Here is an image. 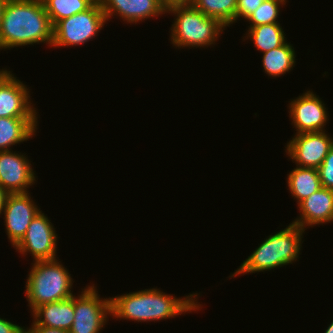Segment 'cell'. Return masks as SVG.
<instances>
[{"label":"cell","instance_id":"obj_1","mask_svg":"<svg viewBox=\"0 0 333 333\" xmlns=\"http://www.w3.org/2000/svg\"><path fill=\"white\" fill-rule=\"evenodd\" d=\"M199 293L176 297L159 288L143 289L111 298V317L118 320L150 322L167 320L202 309L197 301Z\"/></svg>","mask_w":333,"mask_h":333},{"label":"cell","instance_id":"obj_2","mask_svg":"<svg viewBox=\"0 0 333 333\" xmlns=\"http://www.w3.org/2000/svg\"><path fill=\"white\" fill-rule=\"evenodd\" d=\"M53 25L42 0H8L0 23V50L46 44L52 47Z\"/></svg>","mask_w":333,"mask_h":333},{"label":"cell","instance_id":"obj_3","mask_svg":"<svg viewBox=\"0 0 333 333\" xmlns=\"http://www.w3.org/2000/svg\"><path fill=\"white\" fill-rule=\"evenodd\" d=\"M303 234L305 230L301 226L290 223L286 228L269 235L229 278L280 269L297 262L304 242Z\"/></svg>","mask_w":333,"mask_h":333},{"label":"cell","instance_id":"obj_4","mask_svg":"<svg viewBox=\"0 0 333 333\" xmlns=\"http://www.w3.org/2000/svg\"><path fill=\"white\" fill-rule=\"evenodd\" d=\"M166 13L173 14L170 41L178 49L208 48L216 45L225 26L218 20L205 16L190 3L167 5Z\"/></svg>","mask_w":333,"mask_h":333},{"label":"cell","instance_id":"obj_5","mask_svg":"<svg viewBox=\"0 0 333 333\" xmlns=\"http://www.w3.org/2000/svg\"><path fill=\"white\" fill-rule=\"evenodd\" d=\"M31 265L25 285L27 306L31 312L42 304L62 301L74 295L71 291L73 278L59 258L35 261Z\"/></svg>","mask_w":333,"mask_h":333},{"label":"cell","instance_id":"obj_6","mask_svg":"<svg viewBox=\"0 0 333 333\" xmlns=\"http://www.w3.org/2000/svg\"><path fill=\"white\" fill-rule=\"evenodd\" d=\"M107 23L102 5L97 0L89 9L58 21L53 26L52 47L79 46L98 36Z\"/></svg>","mask_w":333,"mask_h":333},{"label":"cell","instance_id":"obj_7","mask_svg":"<svg viewBox=\"0 0 333 333\" xmlns=\"http://www.w3.org/2000/svg\"><path fill=\"white\" fill-rule=\"evenodd\" d=\"M111 315V298H101L95 284L74 294V320L69 333H101Z\"/></svg>","mask_w":333,"mask_h":333},{"label":"cell","instance_id":"obj_8","mask_svg":"<svg viewBox=\"0 0 333 333\" xmlns=\"http://www.w3.org/2000/svg\"><path fill=\"white\" fill-rule=\"evenodd\" d=\"M50 221L42 210L37 213L14 249L22 256L31 254L33 262L58 259V235Z\"/></svg>","mask_w":333,"mask_h":333},{"label":"cell","instance_id":"obj_9","mask_svg":"<svg viewBox=\"0 0 333 333\" xmlns=\"http://www.w3.org/2000/svg\"><path fill=\"white\" fill-rule=\"evenodd\" d=\"M326 132L294 134L285 145V154L298 167L318 169L333 146V137Z\"/></svg>","mask_w":333,"mask_h":333},{"label":"cell","instance_id":"obj_10","mask_svg":"<svg viewBox=\"0 0 333 333\" xmlns=\"http://www.w3.org/2000/svg\"><path fill=\"white\" fill-rule=\"evenodd\" d=\"M290 101L288 113L292 120L291 125L296 129L295 134L326 131V124L329 121L328 109L316 93L306 90Z\"/></svg>","mask_w":333,"mask_h":333},{"label":"cell","instance_id":"obj_11","mask_svg":"<svg viewBox=\"0 0 333 333\" xmlns=\"http://www.w3.org/2000/svg\"><path fill=\"white\" fill-rule=\"evenodd\" d=\"M30 90L9 69H0V117H38Z\"/></svg>","mask_w":333,"mask_h":333},{"label":"cell","instance_id":"obj_12","mask_svg":"<svg viewBox=\"0 0 333 333\" xmlns=\"http://www.w3.org/2000/svg\"><path fill=\"white\" fill-rule=\"evenodd\" d=\"M30 192L9 194L2 215L6 234L12 247L24 237L29 224L41 208L36 205Z\"/></svg>","mask_w":333,"mask_h":333},{"label":"cell","instance_id":"obj_13","mask_svg":"<svg viewBox=\"0 0 333 333\" xmlns=\"http://www.w3.org/2000/svg\"><path fill=\"white\" fill-rule=\"evenodd\" d=\"M26 153L0 152V185L9 193H28L36 183V174Z\"/></svg>","mask_w":333,"mask_h":333},{"label":"cell","instance_id":"obj_14","mask_svg":"<svg viewBox=\"0 0 333 333\" xmlns=\"http://www.w3.org/2000/svg\"><path fill=\"white\" fill-rule=\"evenodd\" d=\"M107 21L113 16L120 17L124 23L135 25L166 13L167 5L163 0H99Z\"/></svg>","mask_w":333,"mask_h":333},{"label":"cell","instance_id":"obj_15","mask_svg":"<svg viewBox=\"0 0 333 333\" xmlns=\"http://www.w3.org/2000/svg\"><path fill=\"white\" fill-rule=\"evenodd\" d=\"M299 216L292 223L304 230L333 222V190L321 187L298 204Z\"/></svg>","mask_w":333,"mask_h":333},{"label":"cell","instance_id":"obj_16","mask_svg":"<svg viewBox=\"0 0 333 333\" xmlns=\"http://www.w3.org/2000/svg\"><path fill=\"white\" fill-rule=\"evenodd\" d=\"M30 313L33 316L31 326L69 331L74 320V295L62 301L42 304Z\"/></svg>","mask_w":333,"mask_h":333},{"label":"cell","instance_id":"obj_17","mask_svg":"<svg viewBox=\"0 0 333 333\" xmlns=\"http://www.w3.org/2000/svg\"><path fill=\"white\" fill-rule=\"evenodd\" d=\"M38 122V117H0V152L32 139Z\"/></svg>","mask_w":333,"mask_h":333},{"label":"cell","instance_id":"obj_18","mask_svg":"<svg viewBox=\"0 0 333 333\" xmlns=\"http://www.w3.org/2000/svg\"><path fill=\"white\" fill-rule=\"evenodd\" d=\"M286 181L287 190L296 199L297 205L322 187L318 169L315 168L296 166L287 174Z\"/></svg>","mask_w":333,"mask_h":333},{"label":"cell","instance_id":"obj_19","mask_svg":"<svg viewBox=\"0 0 333 333\" xmlns=\"http://www.w3.org/2000/svg\"><path fill=\"white\" fill-rule=\"evenodd\" d=\"M292 45L286 41L282 46L263 53L262 66L265 74L276 78L293 70L296 52Z\"/></svg>","mask_w":333,"mask_h":333},{"label":"cell","instance_id":"obj_20","mask_svg":"<svg viewBox=\"0 0 333 333\" xmlns=\"http://www.w3.org/2000/svg\"><path fill=\"white\" fill-rule=\"evenodd\" d=\"M243 41L250 39L253 41L256 50L262 54L282 46L286 41V34L280 23H271L251 27L247 30ZM245 38V39H244Z\"/></svg>","mask_w":333,"mask_h":333},{"label":"cell","instance_id":"obj_21","mask_svg":"<svg viewBox=\"0 0 333 333\" xmlns=\"http://www.w3.org/2000/svg\"><path fill=\"white\" fill-rule=\"evenodd\" d=\"M190 4L226 28L236 23L237 0H192Z\"/></svg>","mask_w":333,"mask_h":333},{"label":"cell","instance_id":"obj_22","mask_svg":"<svg viewBox=\"0 0 333 333\" xmlns=\"http://www.w3.org/2000/svg\"><path fill=\"white\" fill-rule=\"evenodd\" d=\"M97 0H42L54 26L58 21L89 9Z\"/></svg>","mask_w":333,"mask_h":333},{"label":"cell","instance_id":"obj_23","mask_svg":"<svg viewBox=\"0 0 333 333\" xmlns=\"http://www.w3.org/2000/svg\"><path fill=\"white\" fill-rule=\"evenodd\" d=\"M288 0H265L246 21L249 22L248 29L254 26L280 23L278 22L280 8L283 7ZM281 6V7H280Z\"/></svg>","mask_w":333,"mask_h":333},{"label":"cell","instance_id":"obj_24","mask_svg":"<svg viewBox=\"0 0 333 333\" xmlns=\"http://www.w3.org/2000/svg\"><path fill=\"white\" fill-rule=\"evenodd\" d=\"M321 186L333 190V146L318 167Z\"/></svg>","mask_w":333,"mask_h":333},{"label":"cell","instance_id":"obj_25","mask_svg":"<svg viewBox=\"0 0 333 333\" xmlns=\"http://www.w3.org/2000/svg\"><path fill=\"white\" fill-rule=\"evenodd\" d=\"M265 0H237L236 22L246 20Z\"/></svg>","mask_w":333,"mask_h":333},{"label":"cell","instance_id":"obj_26","mask_svg":"<svg viewBox=\"0 0 333 333\" xmlns=\"http://www.w3.org/2000/svg\"><path fill=\"white\" fill-rule=\"evenodd\" d=\"M0 333H26V328L5 318H0Z\"/></svg>","mask_w":333,"mask_h":333},{"label":"cell","instance_id":"obj_27","mask_svg":"<svg viewBox=\"0 0 333 333\" xmlns=\"http://www.w3.org/2000/svg\"><path fill=\"white\" fill-rule=\"evenodd\" d=\"M31 327V328H30ZM26 328V333H69V331L45 326H30Z\"/></svg>","mask_w":333,"mask_h":333},{"label":"cell","instance_id":"obj_28","mask_svg":"<svg viewBox=\"0 0 333 333\" xmlns=\"http://www.w3.org/2000/svg\"><path fill=\"white\" fill-rule=\"evenodd\" d=\"M9 193L0 185V217H2L3 209Z\"/></svg>","mask_w":333,"mask_h":333},{"label":"cell","instance_id":"obj_29","mask_svg":"<svg viewBox=\"0 0 333 333\" xmlns=\"http://www.w3.org/2000/svg\"><path fill=\"white\" fill-rule=\"evenodd\" d=\"M192 0H168V5L171 4H186L190 3Z\"/></svg>","mask_w":333,"mask_h":333},{"label":"cell","instance_id":"obj_30","mask_svg":"<svg viewBox=\"0 0 333 333\" xmlns=\"http://www.w3.org/2000/svg\"><path fill=\"white\" fill-rule=\"evenodd\" d=\"M7 1L8 0H0V23L2 19L3 10Z\"/></svg>","mask_w":333,"mask_h":333},{"label":"cell","instance_id":"obj_31","mask_svg":"<svg viewBox=\"0 0 333 333\" xmlns=\"http://www.w3.org/2000/svg\"><path fill=\"white\" fill-rule=\"evenodd\" d=\"M324 333H333V320L332 322L328 325L327 329L325 330Z\"/></svg>","mask_w":333,"mask_h":333},{"label":"cell","instance_id":"obj_32","mask_svg":"<svg viewBox=\"0 0 333 333\" xmlns=\"http://www.w3.org/2000/svg\"><path fill=\"white\" fill-rule=\"evenodd\" d=\"M166 5H168V0H163Z\"/></svg>","mask_w":333,"mask_h":333}]
</instances>
